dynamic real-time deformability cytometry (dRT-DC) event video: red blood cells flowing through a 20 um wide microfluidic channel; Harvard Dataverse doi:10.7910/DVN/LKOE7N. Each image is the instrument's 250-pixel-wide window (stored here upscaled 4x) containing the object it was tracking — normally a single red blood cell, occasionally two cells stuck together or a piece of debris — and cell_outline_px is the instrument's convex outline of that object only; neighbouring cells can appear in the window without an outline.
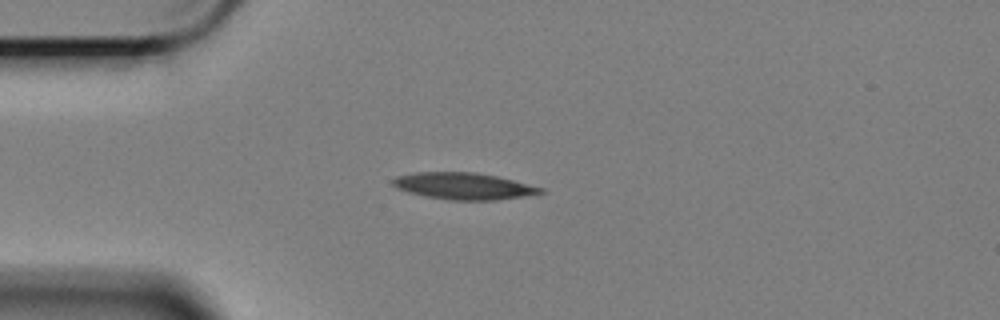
{"species": "Egyptian fruit bat (a non-hibernating species)", "species_latin": "Rousettus aegyptiacus", "temperature_condition": "cold", "stored_images_in_passage": 45, "camera_frame_rate_fps": 3000, "um_per_image_px": 0.085, "animal": {"sex": "female"}, "frame": {"image": 1, "passage_image": 1, "time_ms": 0.0, "image_size_px": [1000, 320], "cell_outline_px": [[548, 192], [524, 196], [496, 200], [448, 200], [424, 196], [408, 192], [396, 188], [392, 184], [392, 180], [396, 176], [416, 172], [476, 172], [496, 176], [544, 188]], "centroid_in_image_um": [39.4, 15.82], "position_along_channel_um": 45.6, "area_um2": 23.06}}
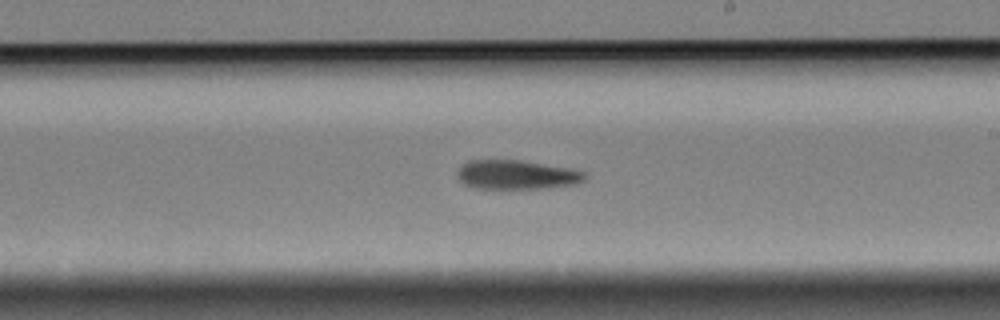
{"frame": {"image": 2, "passage_image": 20, "time_ms": 6.333, "image_size_px": [1000, 320], "cell_outline_px": [[588, 176], [584, 180], [576, 184], [552, 188], [472, 188], [464, 184], [456, 176], [456, 172], [468, 160], [520, 160], [564, 168], [584, 172]], "centroid_in_image_um": [43.88, 14.86], "position_along_channel_um": 245.1, "area_um2": 21.5}}
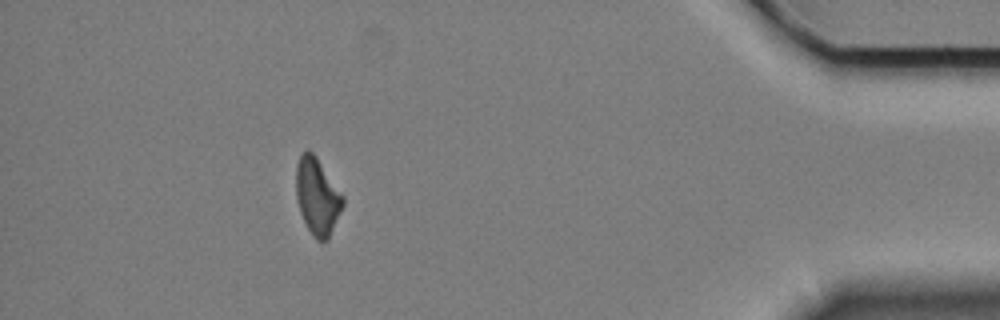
{"frame": {"image": 3, "passage_image": 39, "time_ms": 12.667, "image_size_px": [1000, 320], "cell_outline_px": [[344, 204], [328, 240], [316, 240], [308, 228], [300, 212], [296, 196], [296, 164], [300, 156], [308, 148], [316, 156], [344, 196]], "centroid_in_image_um": [26.97, 16.68], "position_along_channel_um": 408.2, "area_um2": 20.81}, "authors_computed_cell_mechanics": {"area_um2": 22.253, "velocity_mm_per_s": 3.3931, "shape_relaxation_time_tau1_ms": 3.8327, "shape_relaxation_time_tau2_ms": null, "deformation_change_tau1": 0.1436, "deformation_change_tau2": null}}